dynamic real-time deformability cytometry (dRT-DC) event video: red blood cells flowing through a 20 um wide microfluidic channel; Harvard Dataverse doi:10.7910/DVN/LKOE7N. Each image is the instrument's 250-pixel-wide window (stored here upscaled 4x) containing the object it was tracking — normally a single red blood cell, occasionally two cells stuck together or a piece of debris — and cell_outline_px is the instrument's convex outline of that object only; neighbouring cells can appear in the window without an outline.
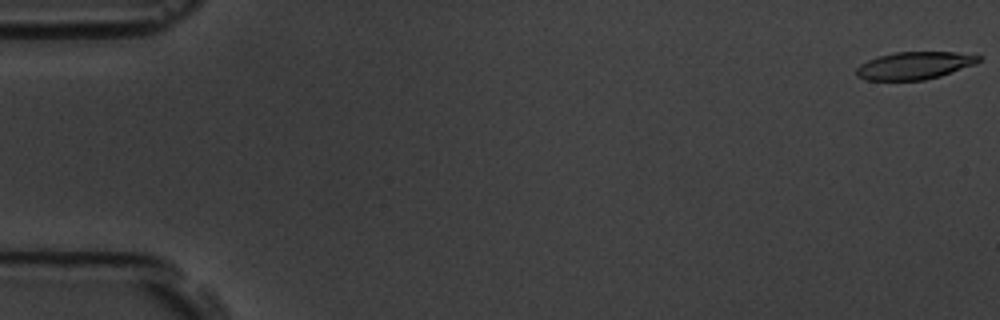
{"species": "common noctule bat (a hibernating species)", "species_latin": "Nyctalus noctula", "temperature_condition": "room temperature", "stored_images_in_passage": 17, "camera_frame_rate_fps": 3000, "um_per_image_px": 0.085, "animal": {"sex": "male", "body_mass_g": 19.5, "forearm_length_mm": 54.6}, "frame": {"image": 1, "passage_image": 1, "time_ms": 0.0, "image_size_px": [1000, 320], "cell_outline_px": [[984, 56], [976, 64], [940, 76], [924, 80], [864, 80], [856, 76], [856, 68], [860, 64], [868, 60], [880, 56], [896, 52], [956, 52]], "centroid_in_image_um": [77.74, 5.57], "position_along_channel_um": 7.3, "area_um2": 19.65}}
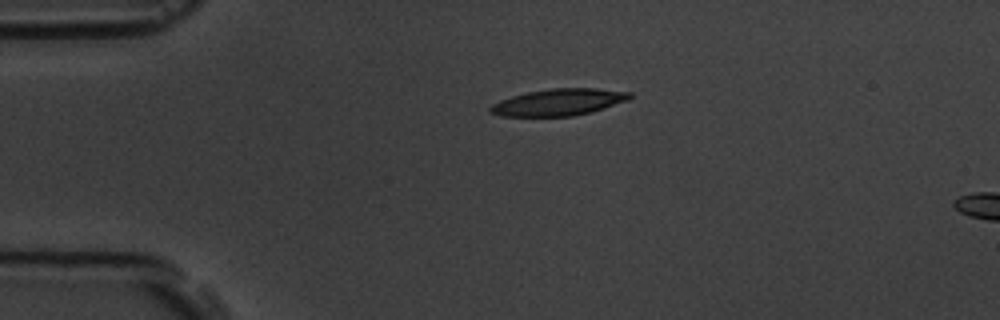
{"frame": {"image": 2, "passage_image": 13, "time_ms": 4.0, "image_size_px": [1000, 320], "cell_outline_px": [[632, 96], [628, 100], [592, 112], [572, 116], [500, 116], [488, 112], [488, 108], [492, 104], [500, 100], [512, 96], [528, 92], [552, 88], [596, 88], [632, 92]], "centroid_in_image_um": [47.48, 8.69], "position_along_channel_um": 37.5, "area_um2": 21.79}}